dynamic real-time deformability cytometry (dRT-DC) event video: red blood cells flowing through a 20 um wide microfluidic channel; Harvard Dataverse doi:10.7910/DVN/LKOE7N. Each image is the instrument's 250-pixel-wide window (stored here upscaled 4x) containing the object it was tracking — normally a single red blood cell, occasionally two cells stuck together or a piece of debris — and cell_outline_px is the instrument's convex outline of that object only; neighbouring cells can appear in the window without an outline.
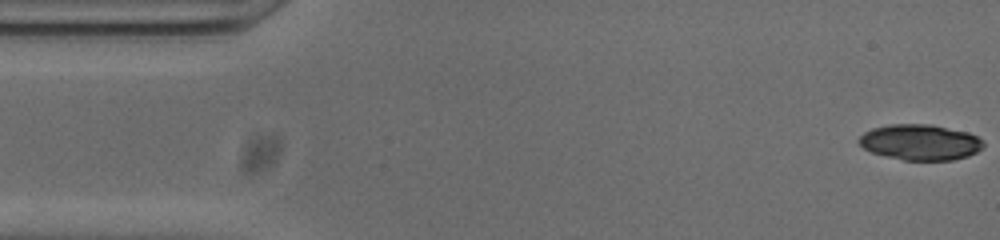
{"species": "common noctule bat (a hibernating species)", "species_latin": "Nyctalus noctula", "temperature_condition": "cold", "stored_images_in_passage": 52, "camera_frame_rate_fps": 3000, "um_per_image_px": 0.085, "animal": {"sex": "male", "body_mass_g": 20.0, "forearm_length_mm": 53.3}, "frame": {"image": 1, "passage_image": 1, "time_ms": 0.0, "image_size_px": [1000, 240], "cell_outline_px": [[984, 148], [968, 156], [952, 160], [904, 160], [872, 152], [864, 148], [856, 140], [864, 132], [872, 128], [888, 124], [932, 124], [968, 132], [984, 140]], "centroid_in_image_um": [78.24, 12.08], "position_along_channel_um": 6.8, "area_um2": 26.01}}
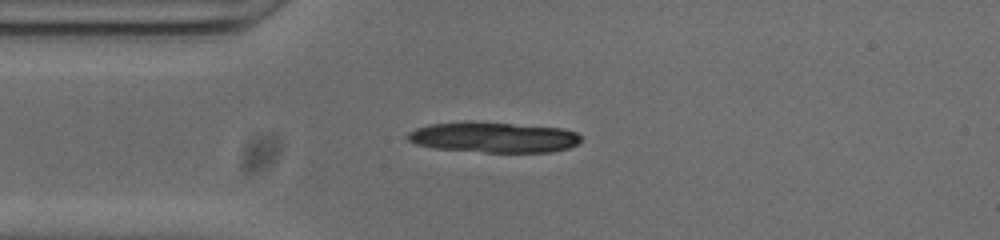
{"frame": {"image": 2, "passage_image": 12, "time_ms": 3.667, "image_size_px": [1000, 240], "cell_outline_px": [[580, 140], [576, 144], [568, 148], [552, 152], [484, 152], [436, 148], [416, 144], [408, 140], [404, 136], [408, 132], [416, 128], [432, 124], [468, 120], [564, 128], [576, 132], [580, 136]], "centroid_in_image_um": [41.92, 11.65], "position_along_channel_um": 43.1, "area_um2": 31.04}}